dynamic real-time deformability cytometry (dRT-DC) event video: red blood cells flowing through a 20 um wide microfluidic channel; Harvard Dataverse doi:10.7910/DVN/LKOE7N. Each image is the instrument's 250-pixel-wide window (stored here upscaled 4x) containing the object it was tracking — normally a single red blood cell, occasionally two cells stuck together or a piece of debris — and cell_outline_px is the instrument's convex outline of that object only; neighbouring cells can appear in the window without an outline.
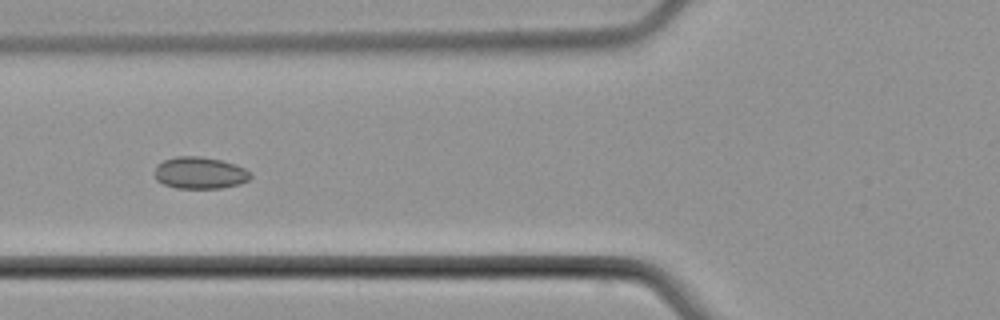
{"species": "common noctule bat (a hibernating species)", "species_latin": "Nyctalus noctula", "temperature_condition": "cold", "stored_images_in_passage": 6, "camera_frame_rate_fps": 3000, "um_per_image_px": 0.085, "animal": {"sex": "male", "body_mass_g": 21.5, "forearm_length_mm": 52.0}, "frame": {"image": 1, "passage_image": 5, "time_ms": 6.333, "image_size_px": [1000, 320], "cell_outline_px": [[252, 176], [248, 180], [240, 184], [220, 188], [176, 188], [164, 184], [156, 180], [156, 164], [164, 160], [176, 156], [200, 156], [220, 160], [236, 164], [244, 168]], "centroid_in_image_um": [16.98, 14.69], "position_along_channel_um": 108.8, "area_um2": 17.74}}
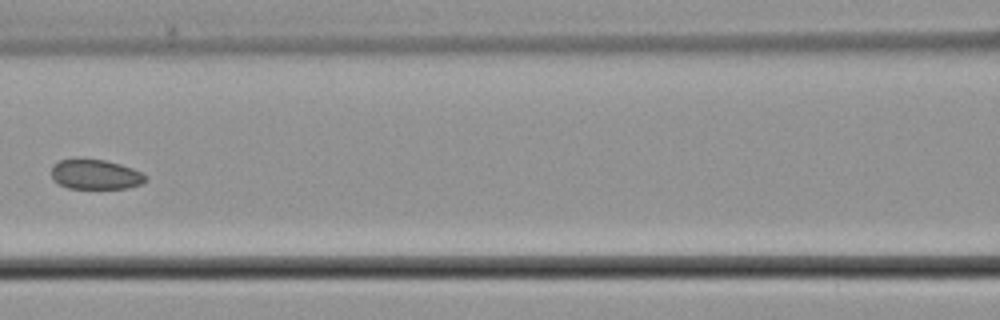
{"frame": {"image": 2, "passage_image": 6, "time_ms": 7.667, "image_size_px": [1000, 320], "cell_outline_px": [[148, 176], [144, 184], [128, 188], [68, 188], [52, 180], [52, 164], [60, 160], [104, 160], [120, 164], [132, 168]], "centroid_in_image_um": [8.14, 14.84], "position_along_channel_um": 158.5, "area_um2": 16.24}}